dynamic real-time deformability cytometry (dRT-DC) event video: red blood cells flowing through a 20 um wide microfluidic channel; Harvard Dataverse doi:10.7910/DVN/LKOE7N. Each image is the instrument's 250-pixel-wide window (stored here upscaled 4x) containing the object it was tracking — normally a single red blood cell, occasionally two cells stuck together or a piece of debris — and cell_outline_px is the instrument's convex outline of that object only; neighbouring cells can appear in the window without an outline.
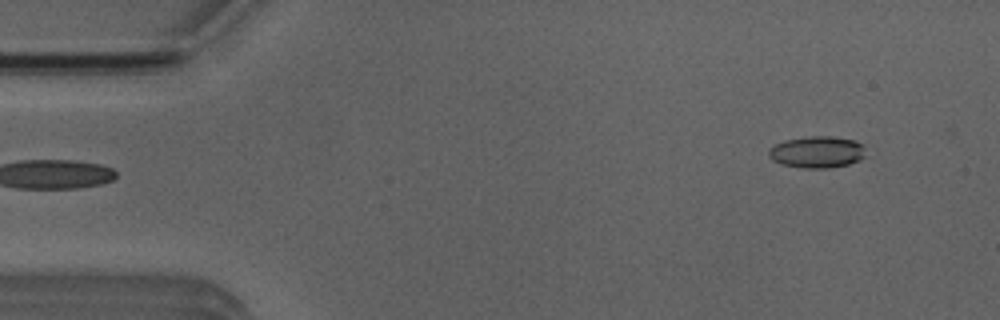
{"species": "Egyptian fruit bat (a non-hibernating species)", "species_latin": "Rousettus aegyptiacus", "temperature_condition": "room temperature", "stored_images_in_passage": 4, "segment_of_instrument_passage": [2, 2], "camera_frame_rate_fps": 3000, "um_per_image_px": 0.085, "animal": {"sex": "male"}, "frame": {"image": 1, "passage_image": 4, "time_ms": 3.667, "image_size_px": [1000, 320], "cell_outline_px": [[868, 156], [860, 160], [848, 164], [828, 168], [804, 168], [780, 164], [772, 160], [768, 156], [768, 148], [784, 140], [808, 136], [828, 136], [852, 140], [864, 144]], "centroid_in_image_um": [69.46, 12.93], "position_along_channel_um": 15.5, "area_um2": 18.21}}